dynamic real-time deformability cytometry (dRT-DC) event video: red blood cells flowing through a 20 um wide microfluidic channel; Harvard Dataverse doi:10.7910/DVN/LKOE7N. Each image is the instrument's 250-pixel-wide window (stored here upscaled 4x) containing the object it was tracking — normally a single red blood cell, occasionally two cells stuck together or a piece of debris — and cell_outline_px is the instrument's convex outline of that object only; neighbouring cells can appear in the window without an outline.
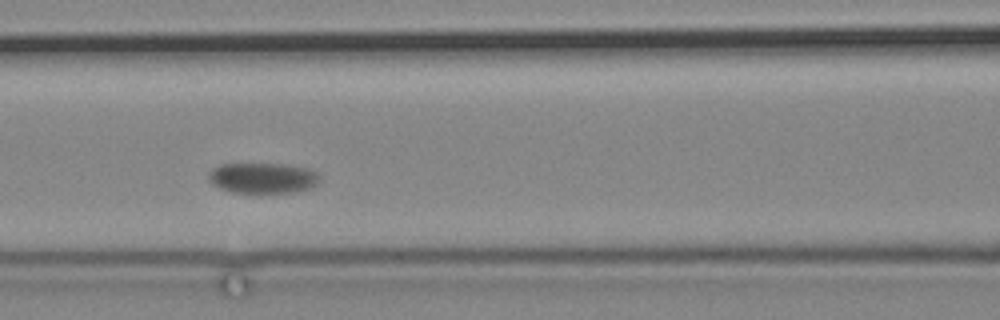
{"species": "common noctule bat (a hibernating species)", "species_latin": "Nyctalus noctula", "temperature_condition": "cold", "stored_images_in_passage": 6, "camera_frame_rate_fps": 3000, "um_per_image_px": 0.085, "animal": {"sex": "male", "body_mass_g": 19.2, "forearm_length_mm": 51.8}, "frame": {"image": 1, "passage_image": 4, "time_ms": 3.333, "image_size_px": [1000, 320], "cell_outline_px": [[320, 180], [312, 188], [292, 192], [260, 196], [232, 192], [220, 188], [212, 184], [208, 180], [208, 172], [212, 168], [220, 164], [284, 164], [308, 168], [316, 172], [320, 176]], "centroid_in_image_um": [22.32, 15.17], "position_along_channel_um": 144.3, "area_um2": 20.69}}
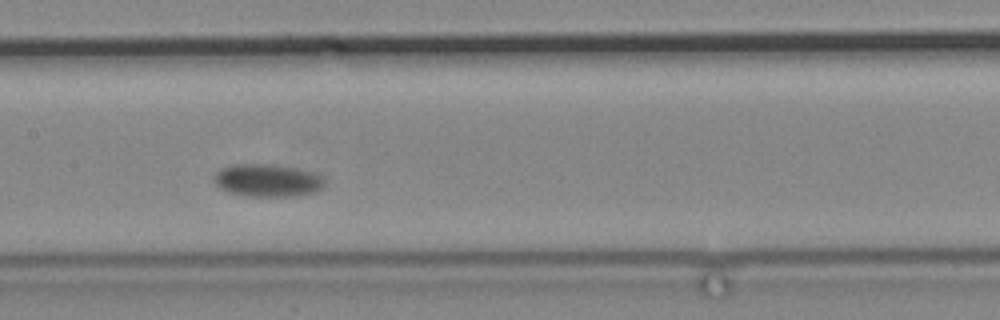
{"frame": {"image": 2, "passage_image": 5, "time_ms": 4.667, "image_size_px": [1000, 320], "cell_outline_px": [[324, 188], [316, 192], [300, 196], [252, 196], [228, 192], [220, 188], [212, 180], [212, 176], [220, 168], [232, 164], [268, 164], [292, 168], [312, 172], [324, 176]], "centroid_in_image_um": [22.73, 15.34], "position_along_channel_um": 184.7, "area_um2": 21.21}}
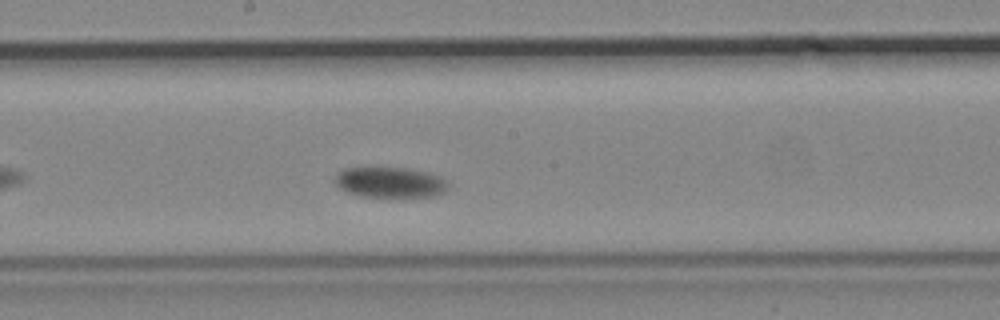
{"frame": {"image": 3, "passage_image": 6, "time_ms": 5.667, "image_size_px": [1000, 320], "cell_outline_px": [[448, 184], [444, 192], [432, 196], [360, 196], [348, 192], [340, 188], [332, 180], [336, 172], [344, 168], [404, 168], [428, 172], [440, 176]], "centroid_in_image_um": [33.09, 15.48], "position_along_channel_um": 215.1, "area_um2": 19.94}}